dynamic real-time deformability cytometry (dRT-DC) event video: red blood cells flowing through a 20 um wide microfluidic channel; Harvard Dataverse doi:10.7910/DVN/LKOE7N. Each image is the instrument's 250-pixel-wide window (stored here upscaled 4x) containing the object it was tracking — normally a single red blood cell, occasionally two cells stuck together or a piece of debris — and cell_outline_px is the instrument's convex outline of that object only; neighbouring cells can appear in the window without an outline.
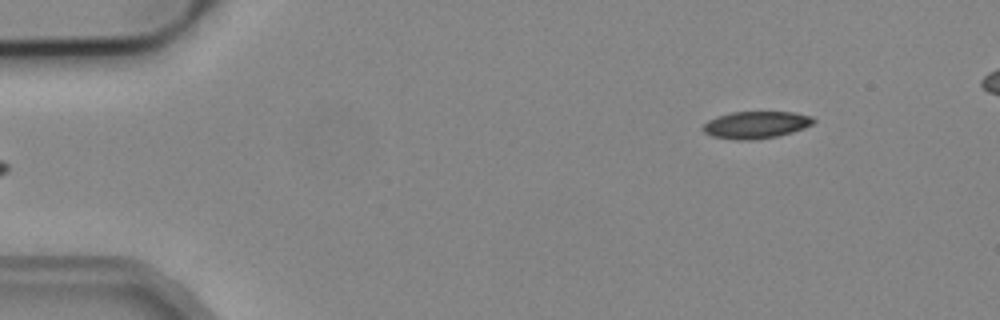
{"species": "common noctule bat (a hibernating species)", "species_latin": "Nyctalus noctula", "temperature_condition": "cold", "stored_images_in_passage": 4, "segment_of_instrument_passage": [2, 2], "camera_frame_rate_fps": 3000, "um_per_image_px": 0.085, "animal": {"sex": "male", "body_mass_g": 19.2, "forearm_length_mm": 51.8}, "frame": {"image": 1, "passage_image": 4, "time_ms": 1.0, "image_size_px": [1000, 320], "cell_outline_px": [[816, 120], [812, 124], [804, 128], [792, 132], [776, 136], [756, 140], [736, 140], [712, 136], [704, 132], [700, 128], [708, 120], [716, 116], [732, 112], [792, 112], [812, 116]], "centroid_in_image_um": [64.23, 10.61], "position_along_channel_um": 20.8, "area_um2": 17.57}}